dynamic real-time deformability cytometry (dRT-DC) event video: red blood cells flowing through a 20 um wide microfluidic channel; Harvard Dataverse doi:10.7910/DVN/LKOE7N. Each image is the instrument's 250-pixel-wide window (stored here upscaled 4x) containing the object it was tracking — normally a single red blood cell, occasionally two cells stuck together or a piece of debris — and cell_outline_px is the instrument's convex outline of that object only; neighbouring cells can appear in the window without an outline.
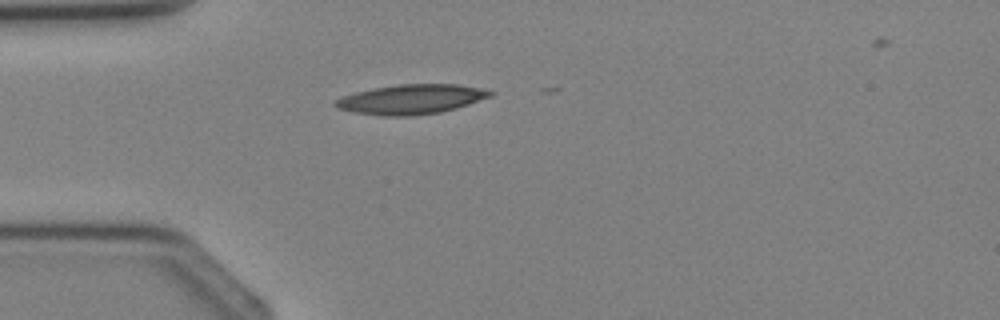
{"species": "Egyptian fruit bat (a non-hibernating species)", "species_latin": "Rousettus aegyptiacus", "temperature_condition": "cold", "stored_images_in_passage": 1, "camera_frame_rate_fps": 3000, "um_per_image_px": 0.085, "animal": {"sex": "female"}, "frame": {"image": 1, "passage_image": 1, "time_ms": 0.0, "image_size_px": [1000, 320], "cell_outline_px": [[492, 96], [456, 108], [440, 112], [408, 116], [384, 116], [352, 112], [336, 108], [332, 104], [336, 100], [344, 96], [356, 92], [376, 88], [400, 84], [460, 84], [492, 92]], "centroid_in_image_um": [34.9, 8.45], "position_along_channel_um": 50.1, "area_um2": 26.41}}